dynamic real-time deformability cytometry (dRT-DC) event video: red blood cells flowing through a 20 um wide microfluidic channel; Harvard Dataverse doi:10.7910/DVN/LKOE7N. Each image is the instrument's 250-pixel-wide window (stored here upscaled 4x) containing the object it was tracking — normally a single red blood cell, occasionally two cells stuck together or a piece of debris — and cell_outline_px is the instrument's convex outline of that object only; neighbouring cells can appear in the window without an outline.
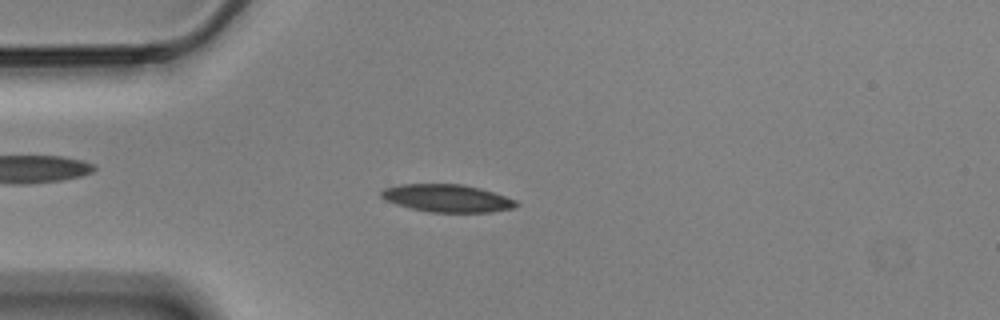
{"species": "Egyptian fruit bat (a non-hibernating species)", "species_latin": "Rousettus aegyptiacus", "temperature_condition": "cold", "stored_images_in_passage": 56, "camera_frame_rate_fps": 3000, "um_per_image_px": 0.085, "animal": {"sex": "male"}, "frame": {"image": 1, "passage_image": 14, "time_ms": 4.333, "image_size_px": [1000, 320], "cell_outline_px": [[520, 204], [512, 208], [492, 212], [432, 212], [412, 208], [396, 204], [384, 200], [380, 196], [380, 192], [384, 188], [400, 184], [464, 184], [480, 188], [516, 200]], "centroid_in_image_um": [37.99, 16.84], "position_along_channel_um": 47.0, "area_um2": 21.68}}
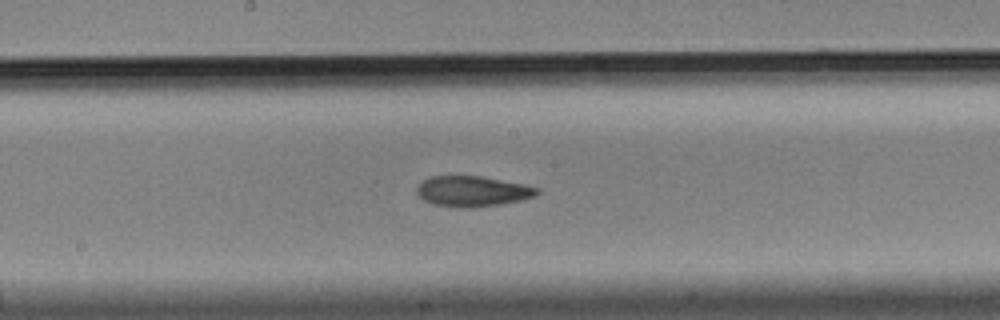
{"frame": {"image": 2, "passage_image": 29, "time_ms": 9.333, "image_size_px": [1000, 320], "cell_outline_px": [[540, 192], [536, 196], [520, 200], [472, 208], [464, 208], [432, 204], [424, 200], [416, 192], [416, 188], [424, 180], [432, 176], [480, 176], [524, 184], [536, 188]], "centroid_in_image_um": [40.14, 16.26], "position_along_channel_um": 208.1, "area_um2": 21.1}}
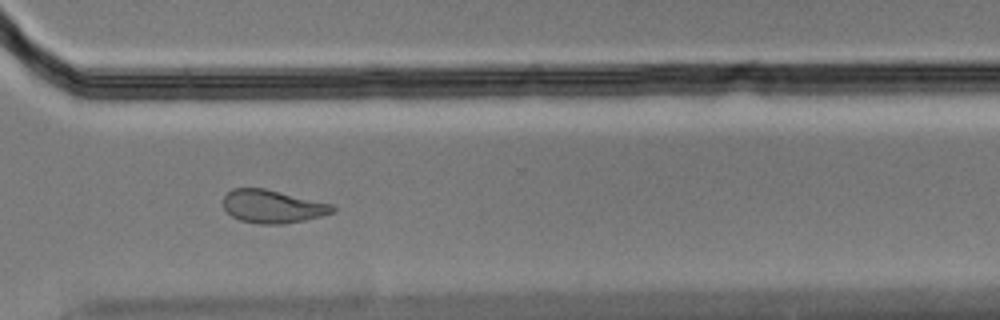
{"frame": {"image": 3, "passage_image": 41, "time_ms": 13.333, "image_size_px": [1000, 320], "cell_outline_px": [[336, 212], [304, 220], [284, 224], [260, 224], [240, 220], [232, 216], [224, 208], [224, 196], [232, 188], [264, 188], [332, 204], [336, 208]], "centroid_in_image_um": [23.18, 17.55], "position_along_channel_um": 347.4, "area_um2": 20.98}, "authors_computed_cell_mechanics": {"area_um2": 21.4727, "velocity_mm_per_s": 3.4973, "shape_relaxation_time_tau1_ms": 10.0183, "shape_relaxation_time_tau2_ms": 5.1396, "deformation_change_tau1": 0.197, "deformation_change_tau2": 0.1202}}